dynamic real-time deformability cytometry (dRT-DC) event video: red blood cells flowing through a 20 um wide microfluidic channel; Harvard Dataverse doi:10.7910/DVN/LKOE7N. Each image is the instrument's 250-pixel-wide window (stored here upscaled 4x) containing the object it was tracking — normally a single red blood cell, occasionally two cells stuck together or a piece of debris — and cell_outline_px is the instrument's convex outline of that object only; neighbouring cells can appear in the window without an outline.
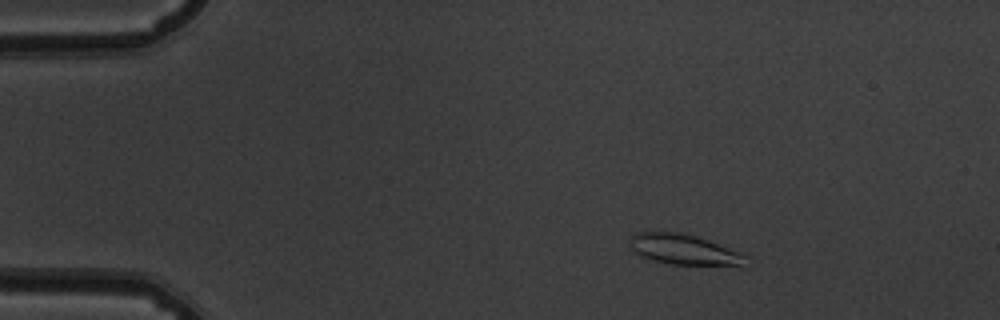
{"species": "common noctule bat (a hibernating species)", "species_latin": "Nyctalus noctula", "temperature_condition": "warm", "stored_images_in_passage": 52, "camera_frame_rate_fps": 3000, "um_per_image_px": 0.085, "animal": {"sex": "male", "body_mass_g": 19.5, "forearm_length_mm": 54.6}, "frame": {"image": 1, "passage_image": 8, "time_ms": 2.333, "image_size_px": [1000, 320], "cell_outline_px": [[748, 268], [740, 268], [672, 264], [652, 260], [640, 256], [632, 252], [632, 236], [636, 232], [652, 228], [684, 232], [744, 252], [748, 256]], "centroid_in_image_um": [58.27, 21.22], "position_along_channel_um": 26.7, "area_um2": 22.31}}
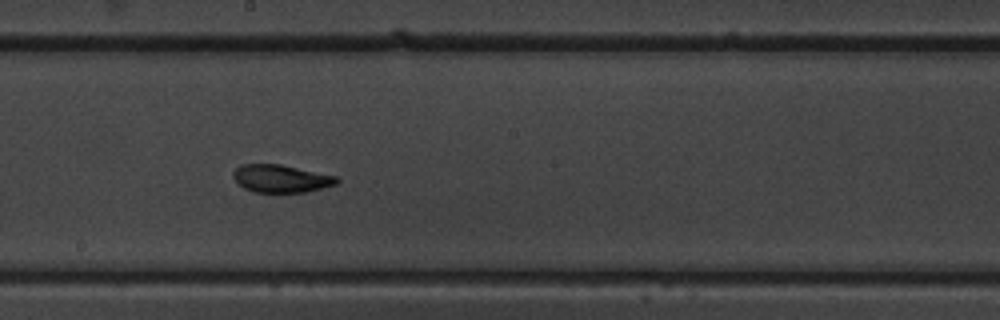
{"frame": {"image": 2, "passage_image": 29, "time_ms": 9.333, "image_size_px": [1000, 320], "cell_outline_px": [[340, 180], [336, 184], [308, 192], [256, 192], [244, 188], [232, 176], [232, 172], [240, 164], [280, 164], [336, 176]], "centroid_in_image_um": [23.88, 15.17], "position_along_channel_um": 224.3, "area_um2": 16.65}}
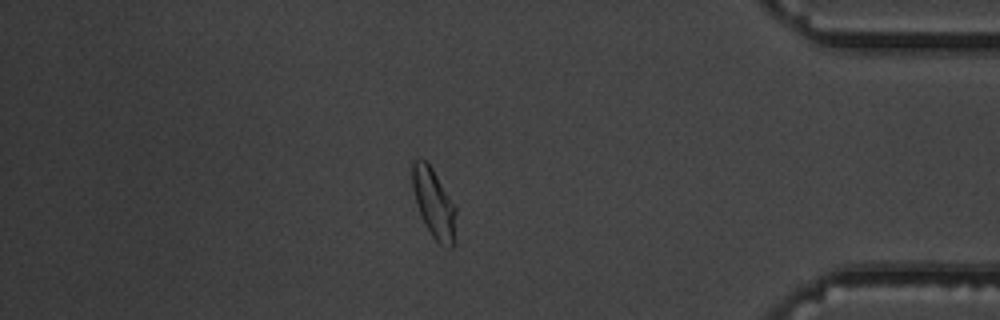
{"frame": {"image": 3, "passage_image": 45, "time_ms": 14.667, "image_size_px": [1000, 320], "cell_outline_px": [[456, 240], [452, 248], [448, 248], [440, 244], [432, 236], [424, 224], [416, 204], [412, 188], [412, 160], [416, 156], [420, 156], [432, 168], [456, 204]], "centroid_in_image_um": [36.89, 17.28], "position_along_channel_um": 398.3, "area_um2": 18.26}, "authors_computed_cell_mechanics": {"area_um2": 17.918, "velocity_mm_per_s": 3.8502, "shape_relaxation_time_tau1_ms": 5.8692, "shape_relaxation_time_tau2_ms": 2.275, "deformation_change_tau1": 0.1745, "deformation_change_tau2": 0.0759}}